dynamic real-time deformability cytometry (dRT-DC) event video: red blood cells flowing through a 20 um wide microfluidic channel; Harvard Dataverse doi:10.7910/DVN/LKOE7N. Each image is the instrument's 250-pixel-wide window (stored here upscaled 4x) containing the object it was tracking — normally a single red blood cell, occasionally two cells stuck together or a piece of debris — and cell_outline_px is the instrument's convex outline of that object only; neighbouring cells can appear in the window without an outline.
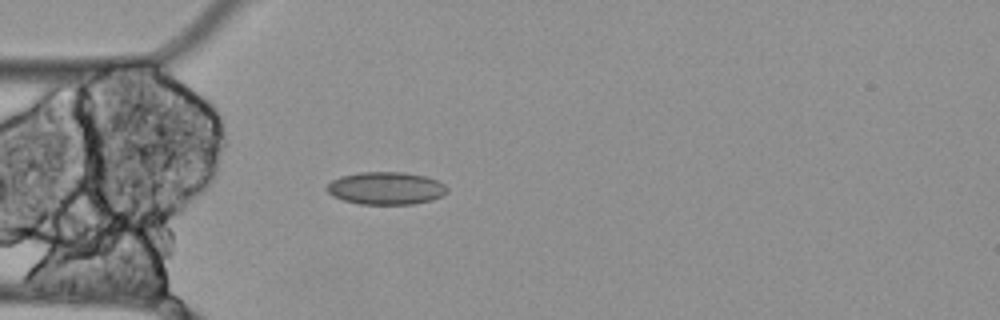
{"species": "Egyptian fruit bat (a non-hibernating species)", "species_latin": "Rousettus aegyptiacus", "temperature_condition": "cold", "stored_images_in_passage": 5, "camera_frame_rate_fps": 3000, "um_per_image_px": 0.085, "animal": {"sex": "female"}, "frame": {"image": 1, "passage_image": 5, "time_ms": 1.333, "image_size_px": [1000, 320], "cell_outline_px": [[448, 192], [432, 200], [412, 204], [360, 204], [344, 200], [332, 196], [324, 188], [332, 180], [340, 176], [360, 172], [404, 172], [424, 176], [436, 180], [444, 184], [448, 188]], "centroid_in_image_um": [32.78, 16.0], "position_along_channel_um": 52.2, "area_um2": 22.89}}